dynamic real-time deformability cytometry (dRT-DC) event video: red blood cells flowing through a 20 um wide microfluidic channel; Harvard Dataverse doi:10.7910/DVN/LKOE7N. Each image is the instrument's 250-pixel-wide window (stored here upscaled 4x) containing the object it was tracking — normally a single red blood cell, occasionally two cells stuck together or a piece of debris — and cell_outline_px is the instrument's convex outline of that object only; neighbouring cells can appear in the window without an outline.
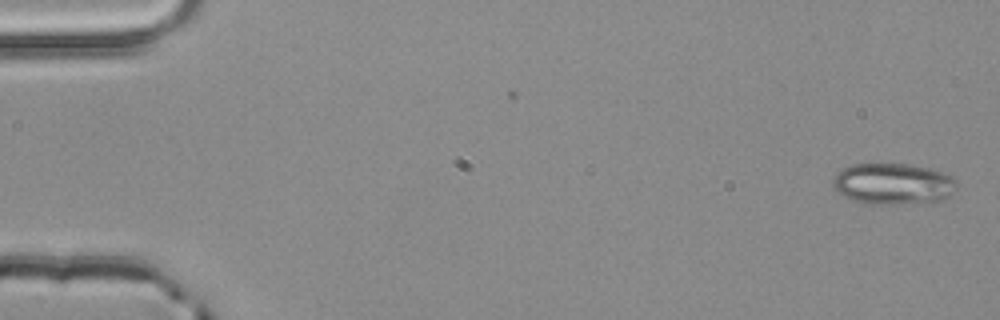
{"species": "common noctule bat (a hibernating species)", "species_latin": "Nyctalus noctula", "temperature_condition": "room temperature", "stored_images_in_passage": 4, "camera_frame_rate_fps": 3000, "um_per_image_px": 0.085, "animal": {"sex": "male", "body_mass_g": 20.4}, "frame": {"image": 1, "passage_image": 1, "time_ms": 0.0, "image_size_px": [1000, 320], "cell_outline_px": [[956, 188], [944, 200], [892, 204], [864, 204], [852, 200], [844, 196], [832, 188], [832, 176], [844, 168], [852, 164], [908, 164], [928, 168], [944, 172], [952, 176], [956, 180]], "centroid_in_image_um": [75.87, 15.62], "position_along_channel_um": 9.1, "area_um2": 29.88}}